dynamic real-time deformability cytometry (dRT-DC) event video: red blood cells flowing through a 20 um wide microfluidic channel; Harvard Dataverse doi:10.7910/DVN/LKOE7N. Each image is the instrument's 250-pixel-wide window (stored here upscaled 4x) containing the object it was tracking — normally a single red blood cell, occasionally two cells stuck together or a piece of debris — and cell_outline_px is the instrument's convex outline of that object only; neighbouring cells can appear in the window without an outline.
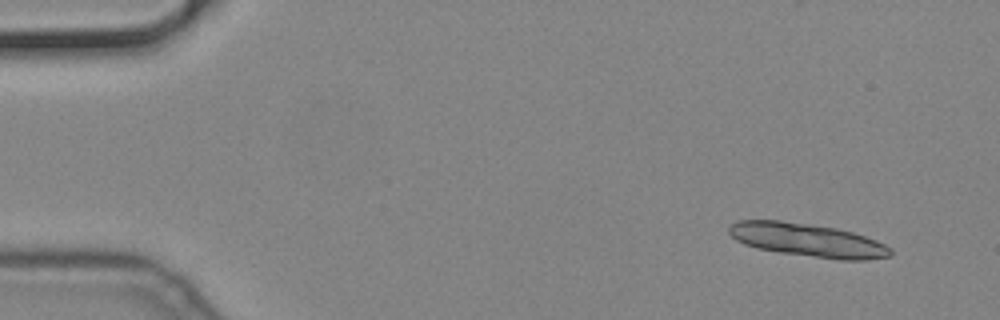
{"species": "common noctule bat (a hibernating species)", "species_latin": "Nyctalus noctula", "temperature_condition": "cold", "stored_images_in_passage": 17, "camera_frame_rate_fps": 3000, "um_per_image_px": 0.085, "animal": {"sex": "male", "body_mass_g": 19.2, "forearm_length_mm": 51.8}, "frame": {"image": 1, "passage_image": 5, "time_ms": 1.333, "image_size_px": [1000, 320], "cell_outline_px": [[892, 256], [864, 260], [840, 260], [780, 252], [756, 248], [744, 244], [736, 240], [728, 232], [728, 228], [736, 220], [780, 220], [836, 228], [852, 232], [876, 240], [892, 248]], "centroid_in_image_um": [68.64, 20.41], "position_along_channel_um": 16.4, "area_um2": 31.33}}